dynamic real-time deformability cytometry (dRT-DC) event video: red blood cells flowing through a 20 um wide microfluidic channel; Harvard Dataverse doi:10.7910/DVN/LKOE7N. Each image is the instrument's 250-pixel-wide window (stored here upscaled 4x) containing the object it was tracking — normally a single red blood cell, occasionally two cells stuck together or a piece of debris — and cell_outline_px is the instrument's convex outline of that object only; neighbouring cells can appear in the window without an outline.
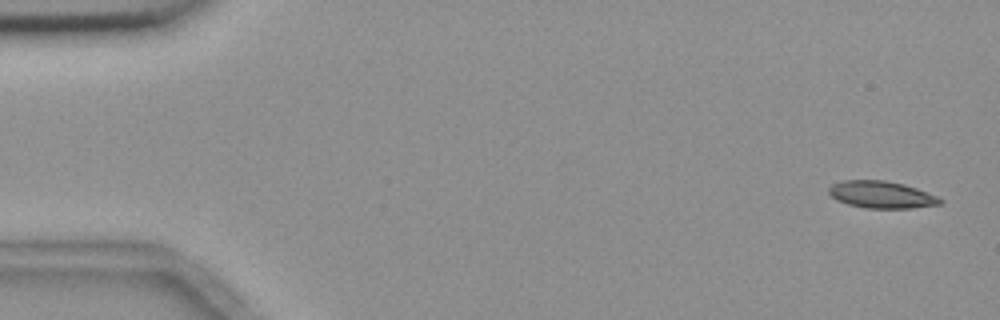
{"species": "common noctule bat (a hibernating species)", "species_latin": "Nyctalus noctula", "temperature_condition": "room temperature", "stored_images_in_passage": 56, "camera_frame_rate_fps": 3000, "um_per_image_px": 0.085, "animal": {"sex": "female", "body_mass_g": 18.4}, "frame": {"image": 1, "passage_image": 2, "time_ms": 0.333, "image_size_px": [1000, 320], "cell_outline_px": [[944, 200], [940, 204], [912, 208], [864, 208], [848, 204], [836, 200], [828, 192], [828, 188], [832, 184], [844, 180], [884, 180], [904, 184], [916, 188], [936, 196]], "centroid_in_image_um": [74.9, 16.54], "position_along_channel_um": 10.1, "area_um2": 17.51}}
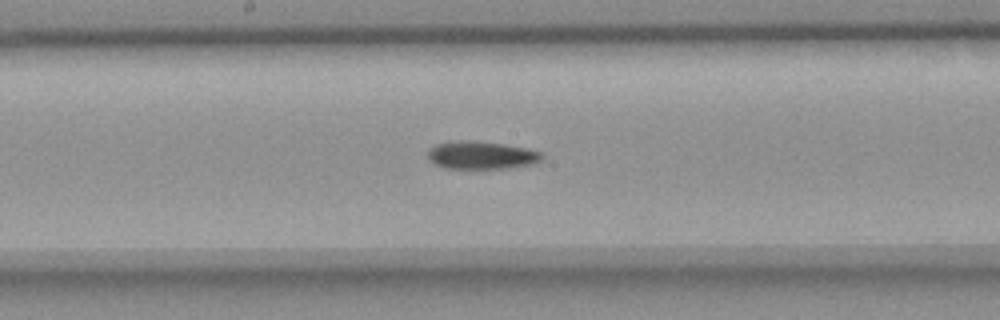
{"frame": {"image": 2, "passage_image": 29, "time_ms": 9.333, "image_size_px": [1000, 320], "cell_outline_px": [[544, 156], [540, 160], [528, 164], [508, 168], [444, 168], [432, 164], [428, 160], [428, 148], [436, 144], [460, 140], [468, 140], [504, 144], [528, 148], [544, 152]], "centroid_in_image_um": [40.88, 13.18], "position_along_channel_um": 207.3, "area_um2": 18.61}}
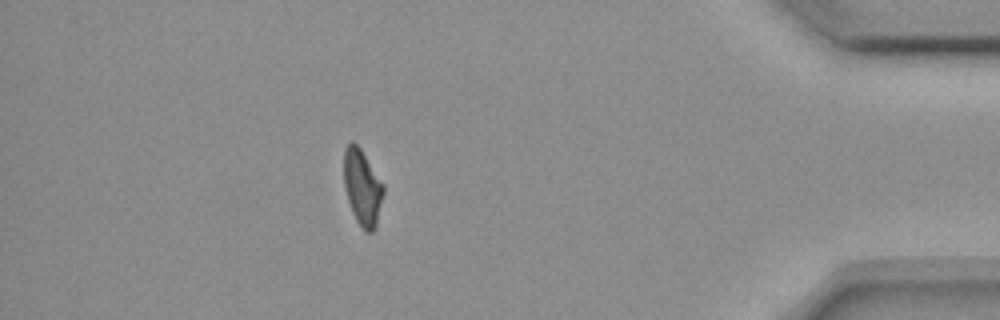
{"frame": {"image": 3, "passage_image": 49, "time_ms": 16.0, "image_size_px": [1000, 320], "cell_outline_px": [[384, 192], [376, 224], [372, 232], [364, 232], [356, 220], [352, 212], [344, 188], [344, 148], [352, 140], [360, 148], [384, 184]], "centroid_in_image_um": [30.79, 15.92], "position_along_channel_um": 404.4, "area_um2": 17.46}, "authors_computed_cell_mechanics": {"area_um2": 18.1492, "velocity_mm_per_s": 3.6474, "shape_relaxation_time_tau1_ms": 8.98, "shape_relaxation_time_tau2_ms": null, "deformation_change_tau1": 0.1967, "deformation_change_tau2": null}}